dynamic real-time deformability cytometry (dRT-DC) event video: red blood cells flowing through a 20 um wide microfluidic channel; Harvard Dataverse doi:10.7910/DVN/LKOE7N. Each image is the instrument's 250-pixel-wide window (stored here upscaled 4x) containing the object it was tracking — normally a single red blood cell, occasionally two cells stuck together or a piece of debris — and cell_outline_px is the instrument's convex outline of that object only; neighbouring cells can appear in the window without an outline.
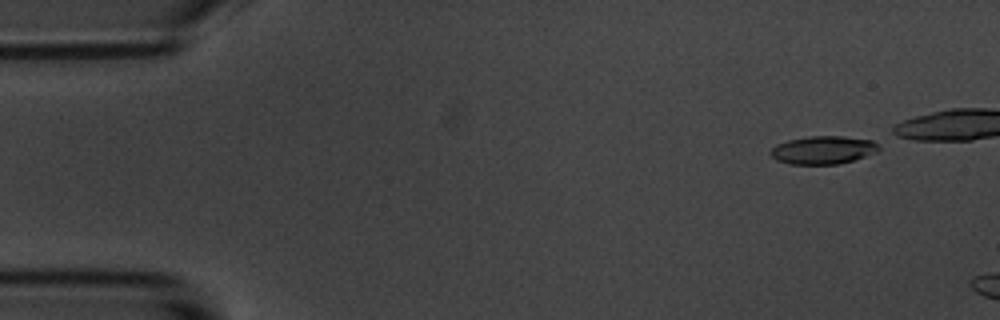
{"species": "common noctule bat (a hibernating species)", "species_latin": "Nyctalus noctula", "temperature_condition": "room temperature", "stored_images_in_passage": 6, "camera_frame_rate_fps": 3000, "um_per_image_px": 0.085, "animal": {"sex": "male", "body_mass_g": 20.1, "forearm_length_mm": 53.5}, "frame": {"image": 1, "passage_image": 1, "time_ms": 0.0, "image_size_px": [1000, 320], "cell_outline_px": [[880, 148], [876, 152], [840, 164], [788, 164], [776, 160], [768, 152], [776, 144], [788, 140], [808, 136], [844, 136], [872, 140], [880, 144]], "centroid_in_image_um": [69.95, 12.74], "position_along_channel_um": 15.1, "area_um2": 17.8}}